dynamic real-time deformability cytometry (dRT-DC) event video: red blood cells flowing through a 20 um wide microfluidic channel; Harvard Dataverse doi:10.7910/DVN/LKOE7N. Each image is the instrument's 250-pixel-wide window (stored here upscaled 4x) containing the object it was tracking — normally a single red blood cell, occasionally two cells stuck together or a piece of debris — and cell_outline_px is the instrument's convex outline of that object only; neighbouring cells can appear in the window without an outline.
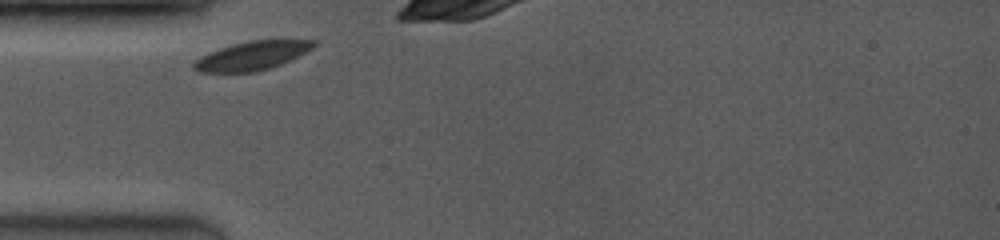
{"species": "common noctule bat (a hibernating species)", "species_latin": "Nyctalus noctula", "temperature_condition": "room temperature", "stored_images_in_passage": 13, "camera_frame_rate_fps": 3500, "um_per_image_px": 0.085, "animal": {"sex": "female", "body_mass_g": 19.0, "forearm_length_mm": 53.3}, "frame": {"image": 1, "passage_image": 1, "time_ms": 0.0, "image_size_px": [1000, 240], "cell_outline_px": [[316, 44], [312, 48], [280, 64], [268, 68], [252, 72], [200, 72], [192, 68], [192, 64], [200, 56], [208, 52], [232, 44], [248, 40], [316, 40]], "centroid_in_image_um": [21.36, 4.73], "position_along_channel_um": 63.6, "area_um2": 19.77}}
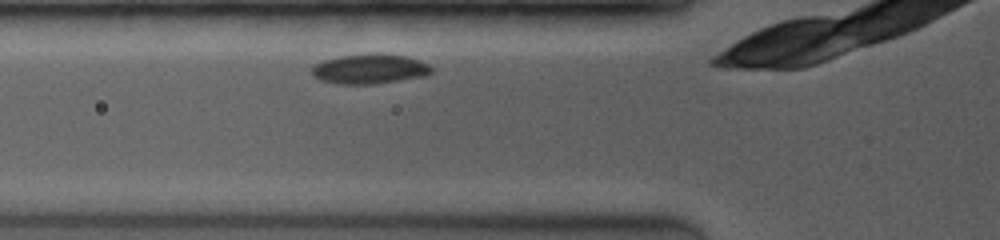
{"frame": {"image": 2, "passage_image": 7, "time_ms": 0.857, "image_size_px": [1000, 240], "cell_outline_px": [[432, 72], [424, 76], [372, 84], [340, 84], [320, 80], [312, 76], [312, 68], [316, 64], [324, 60], [340, 56], [372, 52], [380, 52], [404, 56], [420, 60], [428, 64], [432, 68]], "centroid_in_image_um": [31.41, 5.84], "position_along_channel_um": 94.4, "area_um2": 20.87}}
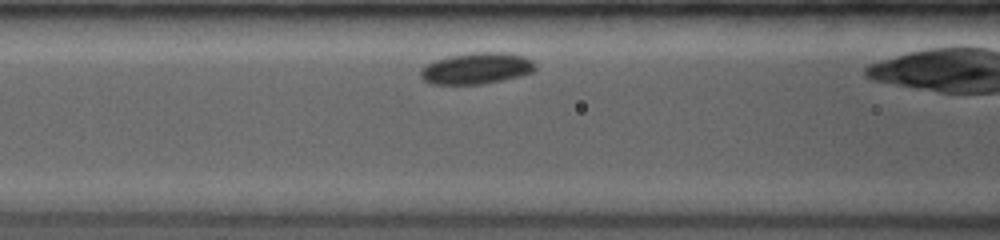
{"frame": {"image": 3, "passage_image": 10, "time_ms": 1.714, "image_size_px": [1000, 240], "cell_outline_px": [[536, 68], [532, 72], [520, 76], [480, 84], [432, 84], [424, 80], [420, 76], [420, 68], [436, 60], [448, 56], [472, 52], [508, 52], [524, 56], [532, 60], [536, 64]], "centroid_in_image_um": [40.52, 5.8], "position_along_channel_um": 126.1, "area_um2": 20.98}}